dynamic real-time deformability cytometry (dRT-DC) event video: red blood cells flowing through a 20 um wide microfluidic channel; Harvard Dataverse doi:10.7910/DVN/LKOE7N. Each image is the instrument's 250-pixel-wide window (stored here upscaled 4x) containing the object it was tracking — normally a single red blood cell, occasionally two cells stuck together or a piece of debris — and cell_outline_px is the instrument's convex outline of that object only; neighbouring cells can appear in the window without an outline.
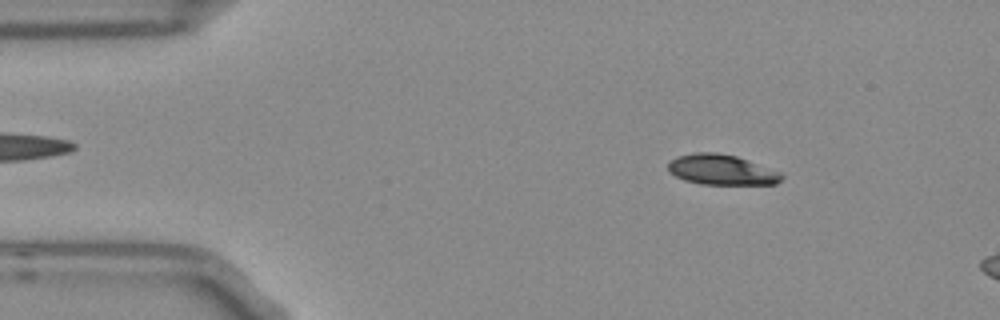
{"species": "Egyptian fruit bat (a non-hibernating species)", "species_latin": "Rousettus aegyptiacus", "temperature_condition": "room temperature", "stored_images_in_passage": 53, "camera_frame_rate_fps": 3000, "um_per_image_px": 0.085, "frame": {"image": 1, "passage_image": 7, "time_ms": 2.0, "image_size_px": [1000, 320], "cell_outline_px": [[784, 176], [776, 184], [700, 184], [684, 180], [668, 172], [668, 164], [672, 160], [680, 156], [696, 152], [716, 152], [736, 156], [780, 172]], "centroid_in_image_um": [61.32, 14.43], "position_along_channel_um": 23.7, "area_um2": 19.83}}
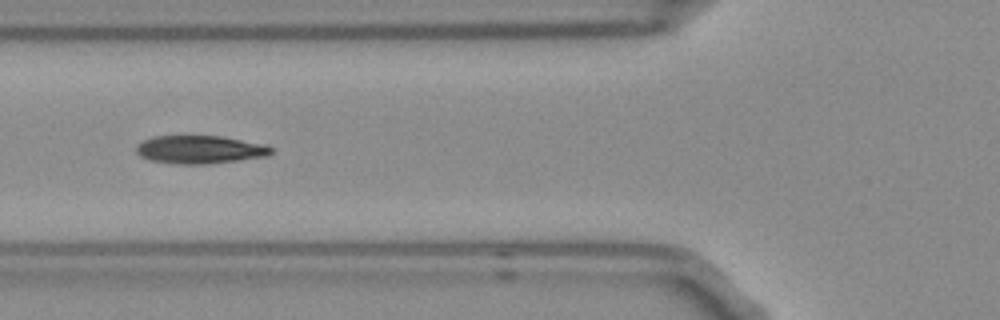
{"frame": {"image": 2, "passage_image": 19, "time_ms": 6.0, "image_size_px": [1000, 320], "cell_outline_px": [[272, 152], [268, 156], [208, 164], [180, 164], [148, 160], [140, 156], [136, 152], [136, 148], [144, 140], [152, 136], [220, 136], [264, 144], [272, 148]], "centroid_in_image_um": [16.98, 12.72], "position_along_channel_um": 108.8, "area_um2": 21.96}}
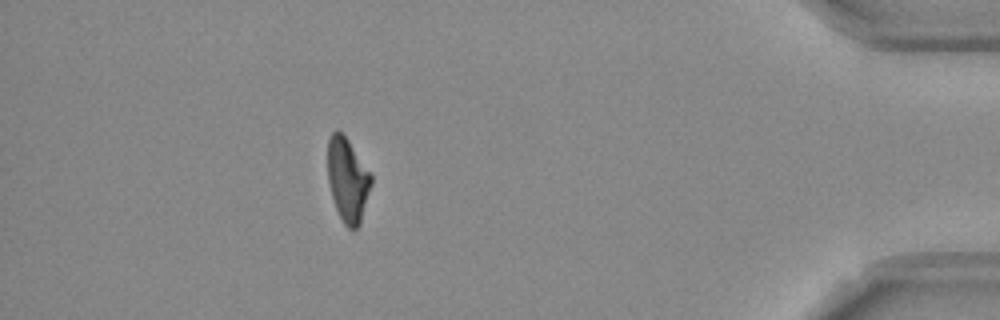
{"frame": {"image": 3, "passage_image": 47, "time_ms": 15.333, "image_size_px": [1000, 320], "cell_outline_px": [[372, 184], [360, 224], [356, 228], [348, 228], [344, 224], [336, 208], [332, 196], [328, 180], [328, 136], [336, 128], [348, 140], [372, 176]], "centroid_in_image_um": [29.54, 15.28], "position_along_channel_um": 405.7, "area_um2": 21.04}, "authors_computed_cell_mechanics": {"area_um2": 21.7906, "velocity_mm_per_s": 3.7692, "shape_relaxation_time_tau1_ms": 5.3044, "shape_relaxation_time_tau2_ms": 2.9168, "deformation_change_tau1": 0.1774, "deformation_change_tau2": 0.0944}}